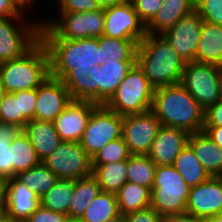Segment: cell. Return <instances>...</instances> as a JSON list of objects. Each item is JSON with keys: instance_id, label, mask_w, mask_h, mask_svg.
Returning <instances> with one entry per match:
<instances>
[{"instance_id": "6da1fadb", "label": "cell", "mask_w": 222, "mask_h": 222, "mask_svg": "<svg viewBox=\"0 0 222 222\" xmlns=\"http://www.w3.org/2000/svg\"><path fill=\"white\" fill-rule=\"evenodd\" d=\"M50 57V75L61 80L72 100L86 101V80L100 66L98 38L41 39Z\"/></svg>"}, {"instance_id": "7a4b0ae2", "label": "cell", "mask_w": 222, "mask_h": 222, "mask_svg": "<svg viewBox=\"0 0 222 222\" xmlns=\"http://www.w3.org/2000/svg\"><path fill=\"white\" fill-rule=\"evenodd\" d=\"M151 111L162 126L203 131L205 110L181 83L154 89Z\"/></svg>"}, {"instance_id": "3957f363", "label": "cell", "mask_w": 222, "mask_h": 222, "mask_svg": "<svg viewBox=\"0 0 222 222\" xmlns=\"http://www.w3.org/2000/svg\"><path fill=\"white\" fill-rule=\"evenodd\" d=\"M136 63L154 89L179 84L186 64L162 35L151 34L138 44Z\"/></svg>"}, {"instance_id": "277c9868", "label": "cell", "mask_w": 222, "mask_h": 222, "mask_svg": "<svg viewBox=\"0 0 222 222\" xmlns=\"http://www.w3.org/2000/svg\"><path fill=\"white\" fill-rule=\"evenodd\" d=\"M6 93L37 89L50 76V57L40 40L20 58L0 63Z\"/></svg>"}, {"instance_id": "5b68a950", "label": "cell", "mask_w": 222, "mask_h": 222, "mask_svg": "<svg viewBox=\"0 0 222 222\" xmlns=\"http://www.w3.org/2000/svg\"><path fill=\"white\" fill-rule=\"evenodd\" d=\"M58 20L41 22V39H85L103 35L105 9L88 12H58ZM57 20V21H55Z\"/></svg>"}, {"instance_id": "8992f818", "label": "cell", "mask_w": 222, "mask_h": 222, "mask_svg": "<svg viewBox=\"0 0 222 222\" xmlns=\"http://www.w3.org/2000/svg\"><path fill=\"white\" fill-rule=\"evenodd\" d=\"M153 94L154 88L135 63L104 105L120 116L140 114L151 110Z\"/></svg>"}, {"instance_id": "52a82bcc", "label": "cell", "mask_w": 222, "mask_h": 222, "mask_svg": "<svg viewBox=\"0 0 222 222\" xmlns=\"http://www.w3.org/2000/svg\"><path fill=\"white\" fill-rule=\"evenodd\" d=\"M190 186L173 165L156 166L151 206L162 216L186 212Z\"/></svg>"}, {"instance_id": "ba28073f", "label": "cell", "mask_w": 222, "mask_h": 222, "mask_svg": "<svg viewBox=\"0 0 222 222\" xmlns=\"http://www.w3.org/2000/svg\"><path fill=\"white\" fill-rule=\"evenodd\" d=\"M180 83L204 110L222 98V71L218 65L187 62Z\"/></svg>"}, {"instance_id": "9c48e42d", "label": "cell", "mask_w": 222, "mask_h": 222, "mask_svg": "<svg viewBox=\"0 0 222 222\" xmlns=\"http://www.w3.org/2000/svg\"><path fill=\"white\" fill-rule=\"evenodd\" d=\"M22 18H0V63L22 57L41 40L42 24L26 25Z\"/></svg>"}, {"instance_id": "30bf717a", "label": "cell", "mask_w": 222, "mask_h": 222, "mask_svg": "<svg viewBox=\"0 0 222 222\" xmlns=\"http://www.w3.org/2000/svg\"><path fill=\"white\" fill-rule=\"evenodd\" d=\"M123 116L99 104L88 120L80 145L93 156L108 142L122 137Z\"/></svg>"}, {"instance_id": "8fae6325", "label": "cell", "mask_w": 222, "mask_h": 222, "mask_svg": "<svg viewBox=\"0 0 222 222\" xmlns=\"http://www.w3.org/2000/svg\"><path fill=\"white\" fill-rule=\"evenodd\" d=\"M42 163L58 178L77 180L92 175V158L80 142L63 141Z\"/></svg>"}, {"instance_id": "7c38bea8", "label": "cell", "mask_w": 222, "mask_h": 222, "mask_svg": "<svg viewBox=\"0 0 222 222\" xmlns=\"http://www.w3.org/2000/svg\"><path fill=\"white\" fill-rule=\"evenodd\" d=\"M135 63L111 62L91 68L86 80V101L104 105Z\"/></svg>"}, {"instance_id": "4fadbf2b", "label": "cell", "mask_w": 222, "mask_h": 222, "mask_svg": "<svg viewBox=\"0 0 222 222\" xmlns=\"http://www.w3.org/2000/svg\"><path fill=\"white\" fill-rule=\"evenodd\" d=\"M146 34V25L130 0L105 8L104 36L133 40L139 44Z\"/></svg>"}, {"instance_id": "5bb4252c", "label": "cell", "mask_w": 222, "mask_h": 222, "mask_svg": "<svg viewBox=\"0 0 222 222\" xmlns=\"http://www.w3.org/2000/svg\"><path fill=\"white\" fill-rule=\"evenodd\" d=\"M161 126L151 110L123 116L122 138L130 153L146 155Z\"/></svg>"}, {"instance_id": "9a60e30c", "label": "cell", "mask_w": 222, "mask_h": 222, "mask_svg": "<svg viewBox=\"0 0 222 222\" xmlns=\"http://www.w3.org/2000/svg\"><path fill=\"white\" fill-rule=\"evenodd\" d=\"M203 19L196 10L180 19L162 36L186 63L195 60Z\"/></svg>"}, {"instance_id": "2e32d148", "label": "cell", "mask_w": 222, "mask_h": 222, "mask_svg": "<svg viewBox=\"0 0 222 222\" xmlns=\"http://www.w3.org/2000/svg\"><path fill=\"white\" fill-rule=\"evenodd\" d=\"M99 104L90 101L72 100L53 120L54 128L66 142H80L92 111Z\"/></svg>"}, {"instance_id": "e0dca14e", "label": "cell", "mask_w": 222, "mask_h": 222, "mask_svg": "<svg viewBox=\"0 0 222 222\" xmlns=\"http://www.w3.org/2000/svg\"><path fill=\"white\" fill-rule=\"evenodd\" d=\"M37 96L35 119L46 122H53L72 101L63 82L51 75L37 88Z\"/></svg>"}, {"instance_id": "ac0fdd59", "label": "cell", "mask_w": 222, "mask_h": 222, "mask_svg": "<svg viewBox=\"0 0 222 222\" xmlns=\"http://www.w3.org/2000/svg\"><path fill=\"white\" fill-rule=\"evenodd\" d=\"M186 212L205 220L222 213V185L217 177L190 187Z\"/></svg>"}, {"instance_id": "d6986e66", "label": "cell", "mask_w": 222, "mask_h": 222, "mask_svg": "<svg viewBox=\"0 0 222 222\" xmlns=\"http://www.w3.org/2000/svg\"><path fill=\"white\" fill-rule=\"evenodd\" d=\"M189 135L182 129L161 126L146 156L157 166L173 165L175 158L188 144Z\"/></svg>"}, {"instance_id": "ffe728a7", "label": "cell", "mask_w": 222, "mask_h": 222, "mask_svg": "<svg viewBox=\"0 0 222 222\" xmlns=\"http://www.w3.org/2000/svg\"><path fill=\"white\" fill-rule=\"evenodd\" d=\"M41 206L40 197L16 177L6 179L4 213L24 222Z\"/></svg>"}, {"instance_id": "44dd1931", "label": "cell", "mask_w": 222, "mask_h": 222, "mask_svg": "<svg viewBox=\"0 0 222 222\" xmlns=\"http://www.w3.org/2000/svg\"><path fill=\"white\" fill-rule=\"evenodd\" d=\"M195 10V0H163L161 8L146 25V33L162 35Z\"/></svg>"}, {"instance_id": "7402d4cb", "label": "cell", "mask_w": 222, "mask_h": 222, "mask_svg": "<svg viewBox=\"0 0 222 222\" xmlns=\"http://www.w3.org/2000/svg\"><path fill=\"white\" fill-rule=\"evenodd\" d=\"M188 145L210 176L216 177L222 174V148L204 131L191 133Z\"/></svg>"}, {"instance_id": "603a6c76", "label": "cell", "mask_w": 222, "mask_h": 222, "mask_svg": "<svg viewBox=\"0 0 222 222\" xmlns=\"http://www.w3.org/2000/svg\"><path fill=\"white\" fill-rule=\"evenodd\" d=\"M23 131L27 134L41 161L63 142L57 134L53 122L33 119L27 122Z\"/></svg>"}, {"instance_id": "cb8c5ba5", "label": "cell", "mask_w": 222, "mask_h": 222, "mask_svg": "<svg viewBox=\"0 0 222 222\" xmlns=\"http://www.w3.org/2000/svg\"><path fill=\"white\" fill-rule=\"evenodd\" d=\"M196 62L222 66V26L203 21Z\"/></svg>"}, {"instance_id": "d4e9b609", "label": "cell", "mask_w": 222, "mask_h": 222, "mask_svg": "<svg viewBox=\"0 0 222 222\" xmlns=\"http://www.w3.org/2000/svg\"><path fill=\"white\" fill-rule=\"evenodd\" d=\"M98 45L100 66L111 62H136L138 44L133 40L101 35L98 38Z\"/></svg>"}, {"instance_id": "484cf974", "label": "cell", "mask_w": 222, "mask_h": 222, "mask_svg": "<svg viewBox=\"0 0 222 222\" xmlns=\"http://www.w3.org/2000/svg\"><path fill=\"white\" fill-rule=\"evenodd\" d=\"M92 175L101 191L117 193L127 182V159L108 164H92Z\"/></svg>"}, {"instance_id": "4316f807", "label": "cell", "mask_w": 222, "mask_h": 222, "mask_svg": "<svg viewBox=\"0 0 222 222\" xmlns=\"http://www.w3.org/2000/svg\"><path fill=\"white\" fill-rule=\"evenodd\" d=\"M100 191L99 183L93 175L75 180L68 212L69 219H79Z\"/></svg>"}, {"instance_id": "83f0119b", "label": "cell", "mask_w": 222, "mask_h": 222, "mask_svg": "<svg viewBox=\"0 0 222 222\" xmlns=\"http://www.w3.org/2000/svg\"><path fill=\"white\" fill-rule=\"evenodd\" d=\"M173 167L190 187L197 186L210 177L188 144L175 158Z\"/></svg>"}, {"instance_id": "f1b7e54d", "label": "cell", "mask_w": 222, "mask_h": 222, "mask_svg": "<svg viewBox=\"0 0 222 222\" xmlns=\"http://www.w3.org/2000/svg\"><path fill=\"white\" fill-rule=\"evenodd\" d=\"M121 214L142 210L151 206V190L127 181L116 193Z\"/></svg>"}, {"instance_id": "f546056e", "label": "cell", "mask_w": 222, "mask_h": 222, "mask_svg": "<svg viewBox=\"0 0 222 222\" xmlns=\"http://www.w3.org/2000/svg\"><path fill=\"white\" fill-rule=\"evenodd\" d=\"M10 150L13 163V177L19 172L35 167L41 162L36 154L35 148L23 129L11 142Z\"/></svg>"}, {"instance_id": "4dcf8cb0", "label": "cell", "mask_w": 222, "mask_h": 222, "mask_svg": "<svg viewBox=\"0 0 222 222\" xmlns=\"http://www.w3.org/2000/svg\"><path fill=\"white\" fill-rule=\"evenodd\" d=\"M120 214L115 193L100 191L79 218L81 222H105Z\"/></svg>"}, {"instance_id": "1f68e13d", "label": "cell", "mask_w": 222, "mask_h": 222, "mask_svg": "<svg viewBox=\"0 0 222 222\" xmlns=\"http://www.w3.org/2000/svg\"><path fill=\"white\" fill-rule=\"evenodd\" d=\"M74 183L72 179L58 178L55 185L40 197L41 206L68 215Z\"/></svg>"}, {"instance_id": "d6a6232c", "label": "cell", "mask_w": 222, "mask_h": 222, "mask_svg": "<svg viewBox=\"0 0 222 222\" xmlns=\"http://www.w3.org/2000/svg\"><path fill=\"white\" fill-rule=\"evenodd\" d=\"M15 177L39 197L44 195L58 180V177L42 161L35 167L19 172Z\"/></svg>"}, {"instance_id": "836d02e7", "label": "cell", "mask_w": 222, "mask_h": 222, "mask_svg": "<svg viewBox=\"0 0 222 222\" xmlns=\"http://www.w3.org/2000/svg\"><path fill=\"white\" fill-rule=\"evenodd\" d=\"M156 166L146 155H131L127 159V181L152 190Z\"/></svg>"}, {"instance_id": "e575fe53", "label": "cell", "mask_w": 222, "mask_h": 222, "mask_svg": "<svg viewBox=\"0 0 222 222\" xmlns=\"http://www.w3.org/2000/svg\"><path fill=\"white\" fill-rule=\"evenodd\" d=\"M21 130L16 124L0 122V176L5 179L13 177L11 142Z\"/></svg>"}, {"instance_id": "d590c367", "label": "cell", "mask_w": 222, "mask_h": 222, "mask_svg": "<svg viewBox=\"0 0 222 222\" xmlns=\"http://www.w3.org/2000/svg\"><path fill=\"white\" fill-rule=\"evenodd\" d=\"M132 154L130 153L123 138L108 142L92 158V164H108L124 161Z\"/></svg>"}, {"instance_id": "8d00e7d4", "label": "cell", "mask_w": 222, "mask_h": 222, "mask_svg": "<svg viewBox=\"0 0 222 222\" xmlns=\"http://www.w3.org/2000/svg\"><path fill=\"white\" fill-rule=\"evenodd\" d=\"M37 89L16 92L20 106V128H24L28 121L35 119Z\"/></svg>"}, {"instance_id": "74e56055", "label": "cell", "mask_w": 222, "mask_h": 222, "mask_svg": "<svg viewBox=\"0 0 222 222\" xmlns=\"http://www.w3.org/2000/svg\"><path fill=\"white\" fill-rule=\"evenodd\" d=\"M0 122L16 124L20 127V106L16 92L4 94L0 102Z\"/></svg>"}, {"instance_id": "f35d334b", "label": "cell", "mask_w": 222, "mask_h": 222, "mask_svg": "<svg viewBox=\"0 0 222 222\" xmlns=\"http://www.w3.org/2000/svg\"><path fill=\"white\" fill-rule=\"evenodd\" d=\"M195 10L203 21L222 26V0H195Z\"/></svg>"}, {"instance_id": "ab89813d", "label": "cell", "mask_w": 222, "mask_h": 222, "mask_svg": "<svg viewBox=\"0 0 222 222\" xmlns=\"http://www.w3.org/2000/svg\"><path fill=\"white\" fill-rule=\"evenodd\" d=\"M140 20L147 25L159 11L163 0H130Z\"/></svg>"}, {"instance_id": "60d3db41", "label": "cell", "mask_w": 222, "mask_h": 222, "mask_svg": "<svg viewBox=\"0 0 222 222\" xmlns=\"http://www.w3.org/2000/svg\"><path fill=\"white\" fill-rule=\"evenodd\" d=\"M59 12H88L101 9L96 0H57Z\"/></svg>"}, {"instance_id": "b9f144b4", "label": "cell", "mask_w": 222, "mask_h": 222, "mask_svg": "<svg viewBox=\"0 0 222 222\" xmlns=\"http://www.w3.org/2000/svg\"><path fill=\"white\" fill-rule=\"evenodd\" d=\"M68 215L40 206L24 222H67Z\"/></svg>"}, {"instance_id": "7bdbcfd3", "label": "cell", "mask_w": 222, "mask_h": 222, "mask_svg": "<svg viewBox=\"0 0 222 222\" xmlns=\"http://www.w3.org/2000/svg\"><path fill=\"white\" fill-rule=\"evenodd\" d=\"M125 222H163V217L152 206H149L125 214Z\"/></svg>"}, {"instance_id": "ee69618b", "label": "cell", "mask_w": 222, "mask_h": 222, "mask_svg": "<svg viewBox=\"0 0 222 222\" xmlns=\"http://www.w3.org/2000/svg\"><path fill=\"white\" fill-rule=\"evenodd\" d=\"M204 127H222V98L205 110Z\"/></svg>"}, {"instance_id": "f6af8a7d", "label": "cell", "mask_w": 222, "mask_h": 222, "mask_svg": "<svg viewBox=\"0 0 222 222\" xmlns=\"http://www.w3.org/2000/svg\"><path fill=\"white\" fill-rule=\"evenodd\" d=\"M22 12L13 0H0V18L23 17Z\"/></svg>"}, {"instance_id": "bcb514c9", "label": "cell", "mask_w": 222, "mask_h": 222, "mask_svg": "<svg viewBox=\"0 0 222 222\" xmlns=\"http://www.w3.org/2000/svg\"><path fill=\"white\" fill-rule=\"evenodd\" d=\"M163 222H206L193 214L184 212L180 214H171L163 217Z\"/></svg>"}, {"instance_id": "7dc6e473", "label": "cell", "mask_w": 222, "mask_h": 222, "mask_svg": "<svg viewBox=\"0 0 222 222\" xmlns=\"http://www.w3.org/2000/svg\"><path fill=\"white\" fill-rule=\"evenodd\" d=\"M203 131L213 142L222 148V127H204Z\"/></svg>"}, {"instance_id": "c3c4849f", "label": "cell", "mask_w": 222, "mask_h": 222, "mask_svg": "<svg viewBox=\"0 0 222 222\" xmlns=\"http://www.w3.org/2000/svg\"><path fill=\"white\" fill-rule=\"evenodd\" d=\"M5 186L6 179L0 176V213L4 212L5 207Z\"/></svg>"}, {"instance_id": "681fc988", "label": "cell", "mask_w": 222, "mask_h": 222, "mask_svg": "<svg viewBox=\"0 0 222 222\" xmlns=\"http://www.w3.org/2000/svg\"><path fill=\"white\" fill-rule=\"evenodd\" d=\"M100 8H108L123 3L126 0H96Z\"/></svg>"}, {"instance_id": "f907efd6", "label": "cell", "mask_w": 222, "mask_h": 222, "mask_svg": "<svg viewBox=\"0 0 222 222\" xmlns=\"http://www.w3.org/2000/svg\"><path fill=\"white\" fill-rule=\"evenodd\" d=\"M16 5L23 11L25 9H27V6L30 4V3H34L36 0H13ZM25 7V9H24Z\"/></svg>"}, {"instance_id": "816d5d0a", "label": "cell", "mask_w": 222, "mask_h": 222, "mask_svg": "<svg viewBox=\"0 0 222 222\" xmlns=\"http://www.w3.org/2000/svg\"><path fill=\"white\" fill-rule=\"evenodd\" d=\"M0 222H20L13 217L7 215L6 213H0Z\"/></svg>"}, {"instance_id": "f5cc1de1", "label": "cell", "mask_w": 222, "mask_h": 222, "mask_svg": "<svg viewBox=\"0 0 222 222\" xmlns=\"http://www.w3.org/2000/svg\"><path fill=\"white\" fill-rule=\"evenodd\" d=\"M105 222H125V215L124 214H119L113 218H110L106 220Z\"/></svg>"}, {"instance_id": "db71d44e", "label": "cell", "mask_w": 222, "mask_h": 222, "mask_svg": "<svg viewBox=\"0 0 222 222\" xmlns=\"http://www.w3.org/2000/svg\"><path fill=\"white\" fill-rule=\"evenodd\" d=\"M206 222H222V213L212 216L209 219H206Z\"/></svg>"}, {"instance_id": "11a10c76", "label": "cell", "mask_w": 222, "mask_h": 222, "mask_svg": "<svg viewBox=\"0 0 222 222\" xmlns=\"http://www.w3.org/2000/svg\"><path fill=\"white\" fill-rule=\"evenodd\" d=\"M5 90H4V87H3V83H2V79H1V76H0V102L2 101V98L5 94Z\"/></svg>"}, {"instance_id": "9f6ffc18", "label": "cell", "mask_w": 222, "mask_h": 222, "mask_svg": "<svg viewBox=\"0 0 222 222\" xmlns=\"http://www.w3.org/2000/svg\"><path fill=\"white\" fill-rule=\"evenodd\" d=\"M67 222H81L79 219H68Z\"/></svg>"}, {"instance_id": "6f0895ef", "label": "cell", "mask_w": 222, "mask_h": 222, "mask_svg": "<svg viewBox=\"0 0 222 222\" xmlns=\"http://www.w3.org/2000/svg\"><path fill=\"white\" fill-rule=\"evenodd\" d=\"M218 179H219V181H220V183H221V185H222V174L221 175H218V176H216Z\"/></svg>"}]
</instances>
